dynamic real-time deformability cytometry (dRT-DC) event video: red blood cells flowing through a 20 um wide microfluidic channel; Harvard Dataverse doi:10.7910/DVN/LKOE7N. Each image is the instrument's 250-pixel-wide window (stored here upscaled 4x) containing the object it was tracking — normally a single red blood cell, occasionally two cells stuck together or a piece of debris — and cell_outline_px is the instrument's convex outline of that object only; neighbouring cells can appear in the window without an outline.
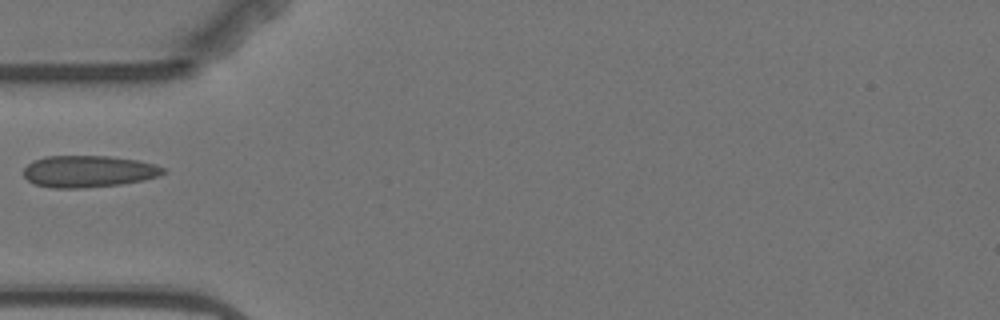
{"species": "Egyptian fruit bat (a non-hibernating species)", "species_latin": "Rousettus aegyptiacus", "temperature_condition": "warm", "stored_images_in_passage": 4, "camera_frame_rate_fps": 3000, "um_per_image_px": 0.085, "animal": {"sex": "female"}, "frame": {"image": 1, "passage_image": 2, "time_ms": 1.333, "image_size_px": [1000, 320], "cell_outline_px": [[168, 172], [160, 176], [144, 180], [120, 184], [84, 188], [52, 188], [32, 184], [24, 176], [24, 168], [32, 160], [44, 156], [108, 156], [136, 160], [156, 164], [164, 168]], "centroid_in_image_um": [7.52, 14.57], "position_along_channel_um": 77.5, "area_um2": 26.13}}
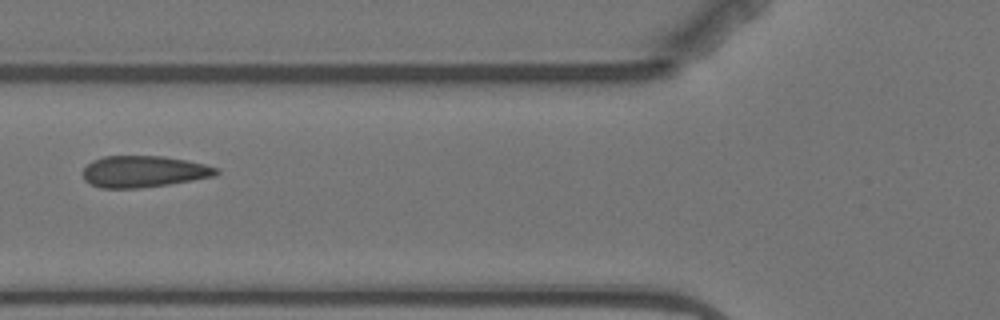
{"frame": {"image": 2, "passage_image": 3, "time_ms": 2.333, "image_size_px": [1000, 320], "cell_outline_px": [[220, 172], [216, 176], [168, 184], [140, 188], [100, 188], [84, 180], [84, 168], [92, 160], [104, 156], [164, 156], [204, 164], [220, 168]], "centroid_in_image_um": [12.23, 14.58], "position_along_channel_um": 113.6, "area_um2": 24.45}}
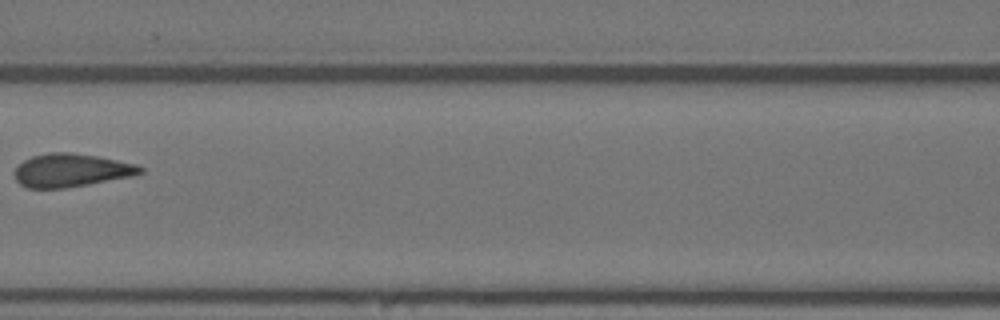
{"frame": {"image": 3, "passage_image": 4, "time_ms": 3.667, "image_size_px": [1000, 320], "cell_outline_px": [[144, 172], [132, 176], [88, 184], [64, 188], [28, 188], [20, 184], [16, 180], [16, 168], [24, 160], [32, 156], [48, 152], [68, 152], [96, 156], [136, 164], [144, 168]], "centroid_in_image_um": [6.05, 14.47], "position_along_channel_um": 160.5, "area_um2": 24.1}}